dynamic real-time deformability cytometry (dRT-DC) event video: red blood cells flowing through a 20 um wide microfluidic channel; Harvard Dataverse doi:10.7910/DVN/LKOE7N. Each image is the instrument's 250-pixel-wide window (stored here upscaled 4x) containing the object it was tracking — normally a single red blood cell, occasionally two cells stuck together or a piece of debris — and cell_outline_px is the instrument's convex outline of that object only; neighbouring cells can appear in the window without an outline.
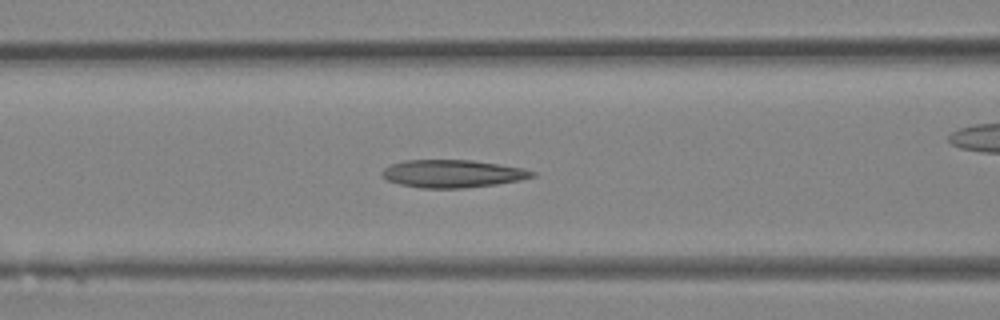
{"species": "Egyptian fruit bat (a non-hibernating species)", "species_latin": "Rousettus aegyptiacus", "temperature_condition": "room temperature", "stored_images_in_passage": 32, "camera_frame_rate_fps": 3000, "um_per_image_px": 0.085, "animal": {"sex": "female"}, "frame": {"image": 1, "passage_image": 14, "time_ms": 4.333, "image_size_px": [1000, 320], "cell_outline_px": [[536, 176], [520, 180], [496, 184], [464, 188], [420, 188], [400, 184], [388, 180], [380, 176], [380, 172], [384, 168], [392, 164], [404, 160], [472, 160], [500, 164], [524, 168], [536, 172]], "centroid_in_image_um": [38.47, 14.76], "position_along_channel_um": 128.1, "area_um2": 24.39}}
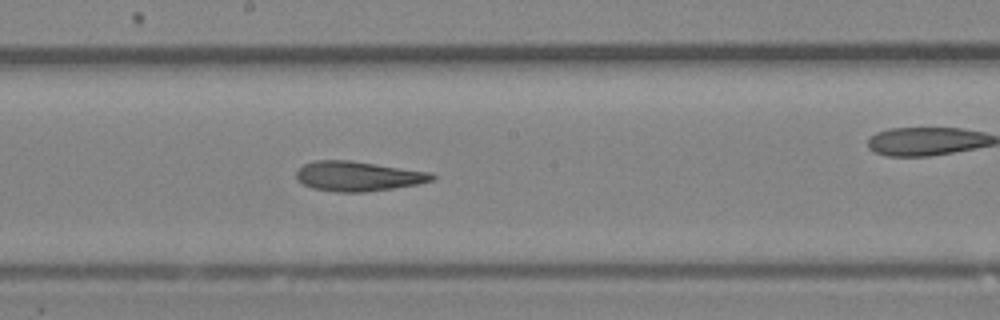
{"frame": {"image": 2, "passage_image": 19, "time_ms": 6.0, "image_size_px": [1000, 320], "cell_outline_px": [[436, 176], [432, 180], [416, 184], [392, 188], [364, 192], [336, 192], [312, 188], [296, 180], [296, 172], [304, 164], [316, 160], [348, 160], [432, 172]], "centroid_in_image_um": [30.41, 14.97], "position_along_channel_um": 217.8, "area_um2": 23.41}}
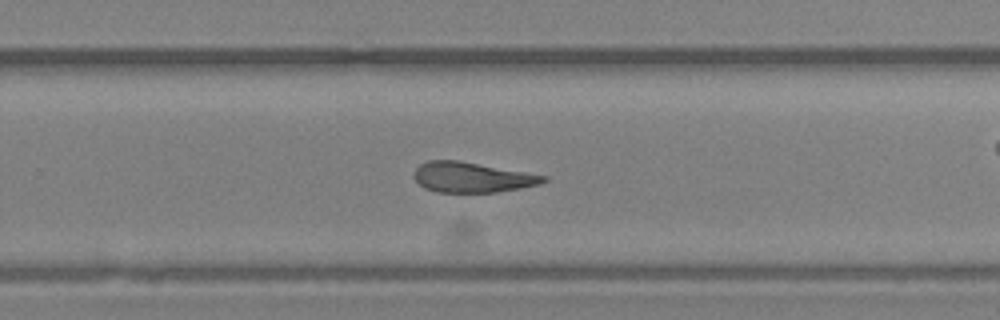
{"frame": {"image": 3, "passage_image": 23, "time_ms": 7.333, "image_size_px": [1000, 320], "cell_outline_px": [[548, 180], [540, 184], [520, 188], [496, 192], [436, 192], [424, 188], [412, 176], [416, 168], [420, 164], [428, 160], [460, 160], [548, 176]], "centroid_in_image_um": [40.11, 15.06], "position_along_channel_um": 289.7, "area_um2": 22.89}}